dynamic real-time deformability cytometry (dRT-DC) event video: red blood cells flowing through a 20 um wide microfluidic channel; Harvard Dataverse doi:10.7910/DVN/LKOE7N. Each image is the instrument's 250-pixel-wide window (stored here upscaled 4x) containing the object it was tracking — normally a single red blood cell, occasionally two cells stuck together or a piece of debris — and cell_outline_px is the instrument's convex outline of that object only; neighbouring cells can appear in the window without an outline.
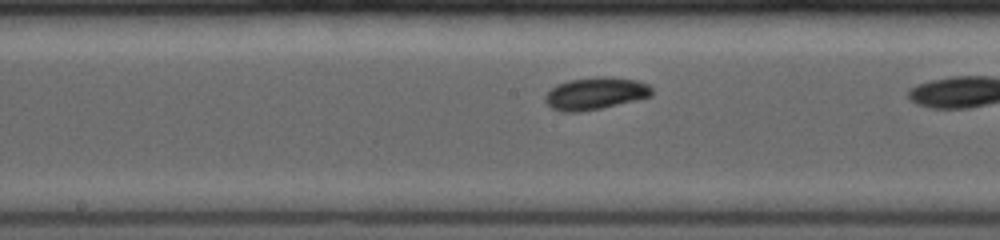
{"species": "common noctule bat (a hibernating species)", "species_latin": "Nyctalus noctula", "temperature_condition": "room temperature", "stored_images_in_passage": 41, "camera_frame_rate_fps": 4000, "um_per_image_px": 0.085, "animal": {"sex": "female", "body_mass_g": 19.0, "forearm_length_mm": 53.3}, "frame": {"image": 1, "passage_image": 15, "time_ms": 3.5, "image_size_px": [1000, 240], "cell_outline_px": [[652, 96], [600, 108], [580, 112], [564, 112], [552, 108], [544, 100], [544, 96], [556, 84], [568, 80], [600, 76], [608, 76], [636, 80], [648, 84], [652, 88]], "centroid_in_image_um": [50.6, 7.93], "position_along_channel_um": 197.6, "area_um2": 20.0}}
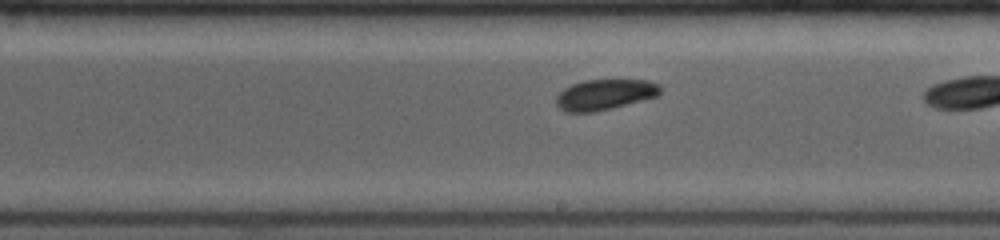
{"frame": {"image": 2, "passage_image": 22, "time_ms": 4.5, "image_size_px": [1000, 240], "cell_outline_px": [[660, 92], [656, 96], [612, 108], [596, 112], [564, 112], [556, 104], [556, 96], [564, 88], [572, 84], [584, 80], [648, 80], [660, 84]], "centroid_in_image_um": [51.38, 8.04], "position_along_channel_um": 237.6, "area_um2": 18.5}}
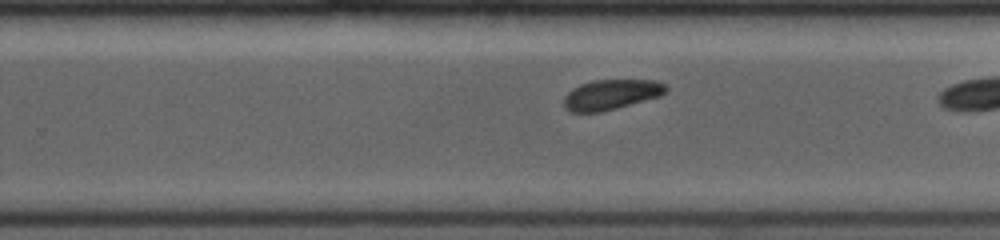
{"frame": {"image": 3, "passage_image": 28, "time_ms": 5.5, "image_size_px": [1000, 240], "cell_outline_px": [[668, 88], [660, 96], [616, 108], [600, 112], [572, 112], [564, 108], [564, 96], [572, 88], [580, 84], [592, 80], [656, 80], [668, 84]], "centroid_in_image_um": [51.94, 8.02], "position_along_channel_um": 277.9, "area_um2": 17.98}}